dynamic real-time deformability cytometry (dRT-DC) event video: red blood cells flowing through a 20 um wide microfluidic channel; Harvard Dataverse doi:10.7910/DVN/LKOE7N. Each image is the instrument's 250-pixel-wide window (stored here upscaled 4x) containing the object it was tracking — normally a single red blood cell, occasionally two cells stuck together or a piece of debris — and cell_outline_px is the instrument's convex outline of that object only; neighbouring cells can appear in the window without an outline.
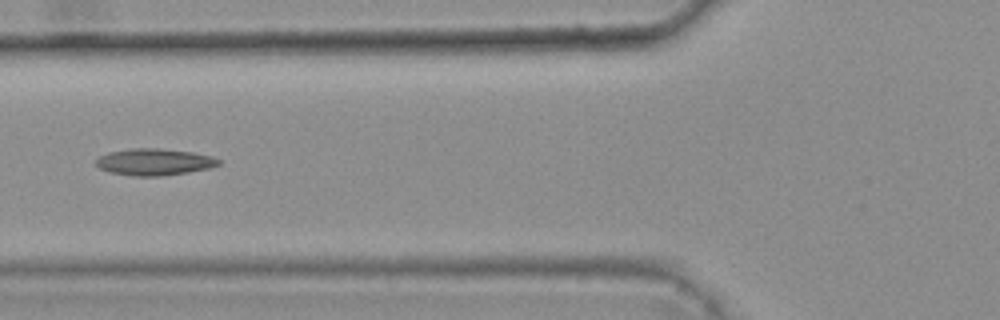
{"species": "common noctule bat (a hibernating species)", "species_latin": "Nyctalus noctula", "temperature_condition": "warm", "stored_images_in_passage": 6, "camera_frame_rate_fps": 3000, "um_per_image_px": 0.085, "animal": {"sex": "female", "body_mass_g": 25.1}, "frame": {"image": 1, "passage_image": 6, "time_ms": 1.667, "image_size_px": [1000, 320], "cell_outline_px": [[220, 164], [208, 168], [188, 172], [160, 176], [136, 176], [108, 172], [100, 168], [96, 164], [96, 160], [100, 156], [108, 152], [132, 148], [156, 148], [192, 152], [212, 156], [220, 160]], "centroid_in_image_um": [13.1, 13.76], "position_along_channel_um": 112.7, "area_um2": 18.96}}